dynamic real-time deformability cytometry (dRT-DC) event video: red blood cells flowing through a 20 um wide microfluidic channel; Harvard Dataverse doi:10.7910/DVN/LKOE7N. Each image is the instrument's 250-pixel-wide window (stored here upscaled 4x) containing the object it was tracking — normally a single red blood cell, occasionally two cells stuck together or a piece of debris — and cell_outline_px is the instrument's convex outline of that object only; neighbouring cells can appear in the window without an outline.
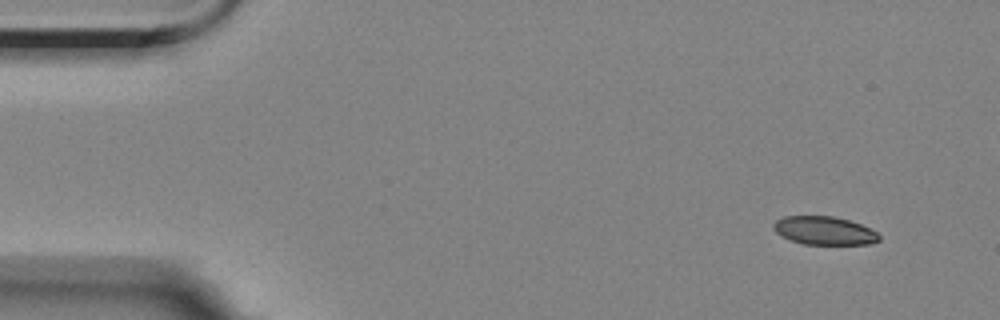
{"species": "Egyptian fruit bat (a non-hibernating species)", "species_latin": "Rousettus aegyptiacus", "temperature_condition": "room temperature", "stored_images_in_passage": 4, "camera_frame_rate_fps": 3000, "um_per_image_px": 0.085, "animal": {"sex": "female"}, "frame": {"image": 1, "passage_image": 1, "time_ms": 0.0, "image_size_px": [1000, 320], "cell_outline_px": [[880, 240], [872, 244], [804, 244], [792, 240], [776, 232], [772, 228], [772, 224], [776, 220], [784, 216], [832, 216], [848, 220], [860, 224], [876, 232], [880, 236]], "centroid_in_image_um": [70.06, 19.6], "position_along_channel_um": 14.9, "area_um2": 17.28}}